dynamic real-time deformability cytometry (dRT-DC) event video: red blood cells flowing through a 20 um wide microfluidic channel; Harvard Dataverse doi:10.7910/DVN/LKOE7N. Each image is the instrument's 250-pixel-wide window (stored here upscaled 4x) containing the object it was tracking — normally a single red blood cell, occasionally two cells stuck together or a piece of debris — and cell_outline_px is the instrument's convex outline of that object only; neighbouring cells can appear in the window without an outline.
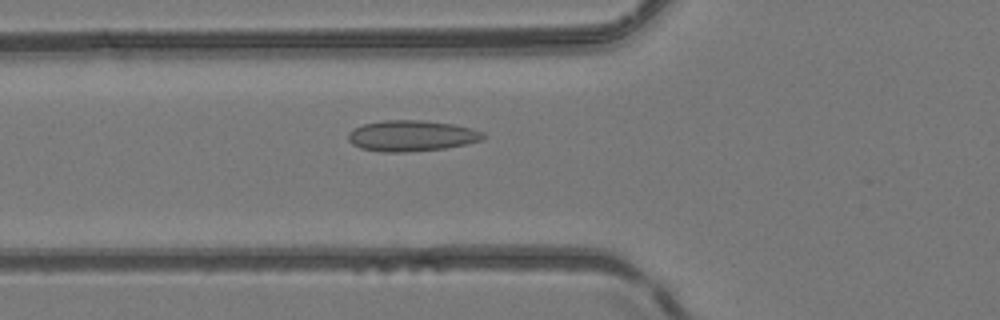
{"species": "common noctule bat (a hibernating species)", "species_latin": "Nyctalus noctula", "temperature_condition": "room temperature", "stored_images_in_passage": 35, "camera_frame_rate_fps": 3000, "um_per_image_px": 0.085, "animal": {"sex": "female", "body_mass_g": 24.6, "forearm_length_mm": 56.2}, "frame": {"image": 1, "passage_image": 19, "time_ms": 6.0, "image_size_px": [1000, 320], "cell_outline_px": [[488, 136], [480, 140], [464, 144], [444, 148], [404, 152], [384, 152], [360, 148], [352, 144], [348, 140], [348, 132], [364, 124], [384, 120], [420, 120], [452, 124], [472, 128], [484, 132]], "centroid_in_image_um": [34.98, 11.54], "position_along_channel_um": 90.8, "area_um2": 24.16}}
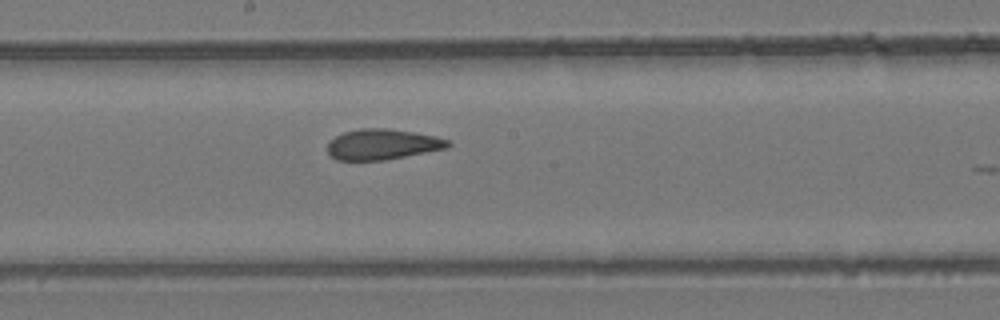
{"frame": {"image": 2, "passage_image": 28, "time_ms": 9.0, "image_size_px": [1000, 320], "cell_outline_px": [[452, 144], [448, 148], [384, 160], [336, 160], [328, 152], [328, 140], [344, 132], [360, 128], [388, 128], [436, 136], [448, 140]], "centroid_in_image_um": [32.5, 12.26], "position_along_channel_um": 215.7, "area_um2": 21.44}}
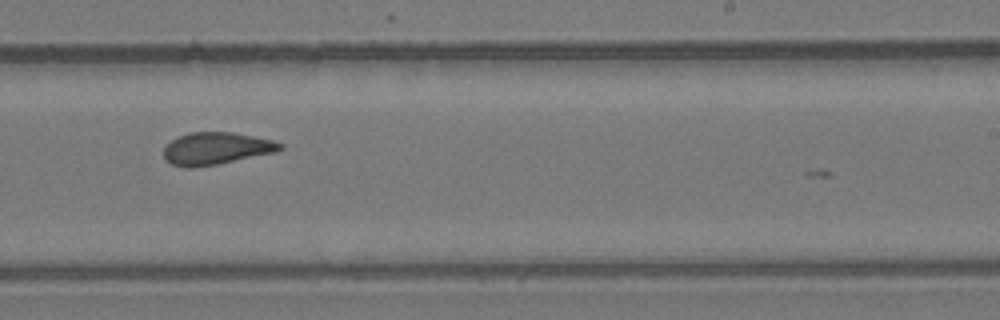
{"frame": {"image": 3, "passage_image": 32, "time_ms": 10.333, "image_size_px": [1000, 320], "cell_outline_px": [[284, 148], [276, 152], [216, 164], [192, 168], [184, 168], [172, 164], [164, 160], [164, 148], [172, 140], [188, 132], [232, 132], [272, 140], [284, 144]], "centroid_in_image_um": [18.37, 12.62], "position_along_channel_um": 270.6, "area_um2": 21.79}}